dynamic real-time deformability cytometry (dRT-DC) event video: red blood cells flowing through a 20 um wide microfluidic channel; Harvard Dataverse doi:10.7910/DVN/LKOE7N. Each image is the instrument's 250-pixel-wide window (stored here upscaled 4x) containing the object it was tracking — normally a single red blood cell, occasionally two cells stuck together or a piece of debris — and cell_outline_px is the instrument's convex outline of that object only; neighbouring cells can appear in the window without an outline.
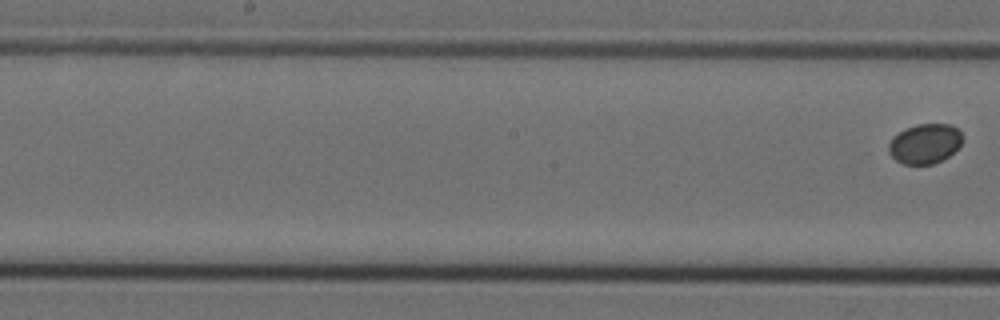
{"species": "Egyptian fruit bat (a non-hibernating species)", "species_latin": "Rousettus aegyptiacus", "temperature_condition": "cold", "stored_images_in_passage": 9, "segment_of_instrument_passage": [2, 2], "camera_frame_rate_fps": 3000, "um_per_image_px": 0.085, "animal": {"sex": "female"}, "frame": {"image": 1, "passage_image": 9, "time_ms": 2.667, "image_size_px": [1000, 320], "cell_outline_px": [[964, 140], [948, 156], [932, 164], [904, 164], [896, 160], [888, 152], [888, 144], [892, 136], [916, 124], [952, 124], [964, 136]], "centroid_in_image_um": [78.61, 12.2], "position_along_channel_um": 169.6, "area_um2": 17.05}}